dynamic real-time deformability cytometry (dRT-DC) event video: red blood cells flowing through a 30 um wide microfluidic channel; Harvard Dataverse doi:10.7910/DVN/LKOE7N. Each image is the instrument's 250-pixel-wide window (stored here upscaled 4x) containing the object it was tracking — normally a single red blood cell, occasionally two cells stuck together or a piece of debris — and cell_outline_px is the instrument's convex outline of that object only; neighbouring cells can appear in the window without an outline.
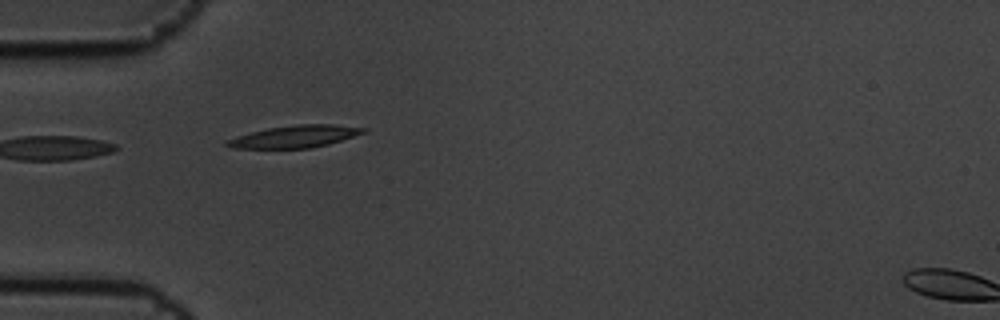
{"species": "common noctule bat (a hibernating species)", "species_latin": "Nyctalus noctula", "temperature_condition": "cold", "stored_images_in_passage": 6, "camera_frame_rate_fps": 3000, "um_per_image_px": 0.085, "animal": {"sex": "male", "body_mass_g": 19.5, "forearm_length_mm": 54.6}, "frame": {"image": 1, "passage_image": 6, "time_ms": 1.667, "image_size_px": [1000, 320], "cell_outline_px": [[368, 128], [364, 132], [328, 144], [312, 148], [232, 148], [224, 144], [224, 140], [236, 136], [268, 128], [296, 124], [332, 124]], "centroid_in_image_um": [25.01, 11.6], "position_along_channel_um": 60.0, "area_um2": 17.51}}